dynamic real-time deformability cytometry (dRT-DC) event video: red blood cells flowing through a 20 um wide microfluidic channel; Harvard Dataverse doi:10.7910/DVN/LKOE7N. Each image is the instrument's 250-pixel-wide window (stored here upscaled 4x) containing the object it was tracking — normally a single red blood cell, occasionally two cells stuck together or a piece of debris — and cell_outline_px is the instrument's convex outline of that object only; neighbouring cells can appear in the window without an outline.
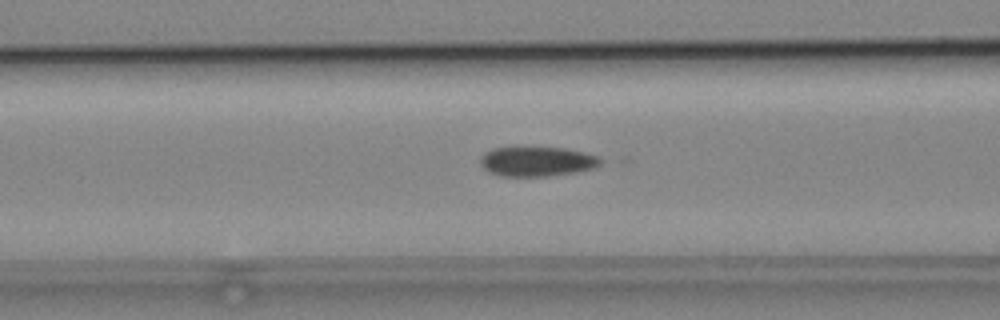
{"species": "common noctule bat (a hibernating species)", "species_latin": "Nyctalus noctula", "temperature_condition": "cold", "stored_images_in_passage": 48, "camera_frame_rate_fps": 3000, "um_per_image_px": 0.085, "animal": {"sex": "male", "body_mass_g": 19.2, "forearm_length_mm": 51.8}, "frame": {"image": 1, "passage_image": 16, "time_ms": 5.0, "image_size_px": [1000, 320], "cell_outline_px": [[608, 160], [596, 168], [576, 172], [548, 176], [500, 176], [488, 172], [480, 164], [480, 156], [484, 152], [492, 148], [564, 148], [584, 152], [600, 156]], "centroid_in_image_um": [45.71, 13.73], "position_along_channel_um": 120.9, "area_um2": 21.1}}
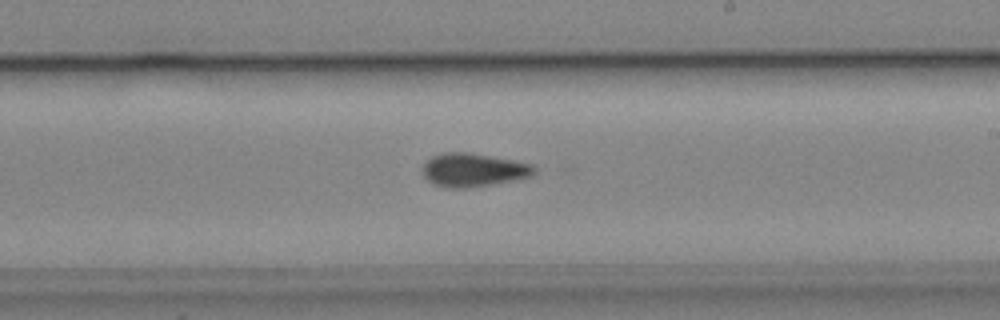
{"frame": {"image": 2, "passage_image": 26, "time_ms": 8.333, "image_size_px": [1000, 320], "cell_outline_px": [[536, 172], [532, 176], [516, 180], [468, 188], [444, 188], [432, 184], [420, 172], [424, 164], [432, 156], [444, 152], [464, 152], [512, 160], [532, 164], [536, 168]], "centroid_in_image_um": [40.21, 14.46], "position_along_channel_um": 248.8, "area_um2": 21.85}}
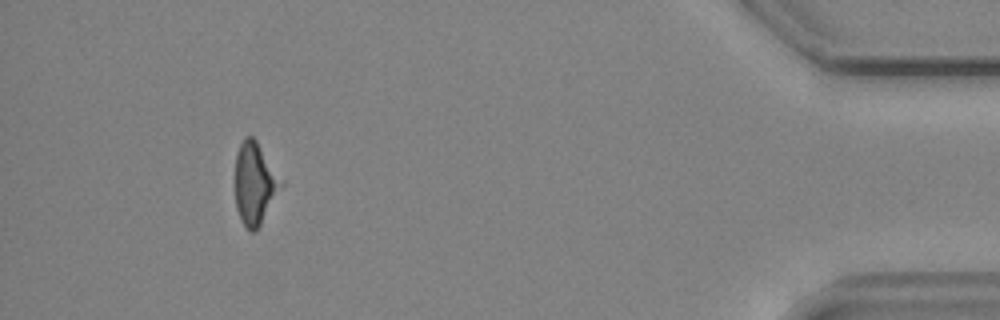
{"frame": {"image": 3, "passage_image": 44, "time_ms": 14.333, "image_size_px": [1000, 320], "cell_outline_px": [[284, 184], [256, 232], [248, 232], [236, 208], [236, 156], [240, 144], [244, 136], [252, 136], [256, 140], [284, 180]], "centroid_in_image_um": [21.69, 15.6], "position_along_channel_um": 413.5, "area_um2": 21.96}}